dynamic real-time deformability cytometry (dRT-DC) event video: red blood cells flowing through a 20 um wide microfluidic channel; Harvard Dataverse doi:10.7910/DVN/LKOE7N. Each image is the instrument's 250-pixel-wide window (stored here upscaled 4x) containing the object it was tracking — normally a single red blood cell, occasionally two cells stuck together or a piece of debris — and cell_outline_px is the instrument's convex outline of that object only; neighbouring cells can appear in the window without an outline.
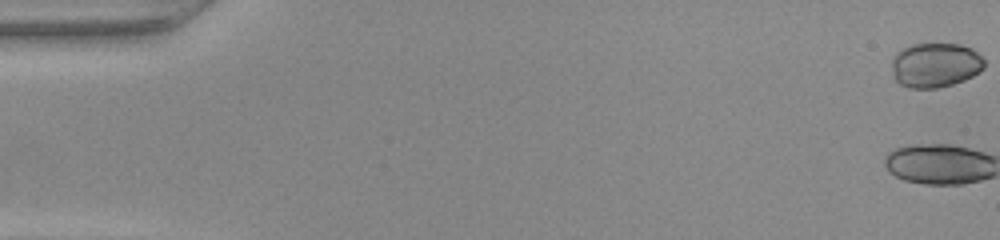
{"species": "common noctule bat (a hibernating species)", "species_latin": "Nyctalus noctula", "temperature_condition": "warm", "stored_images_in_passage": 50, "camera_frame_rate_fps": 3000, "um_per_image_px": 0.085, "animal": {"sex": "female", "body_mass_g": 22.0, "forearm_length_mm": 56.7}, "frame": {"image": 1, "passage_image": 1, "time_ms": 0.0, "image_size_px": [1000, 240], "cell_outline_px": [[984, 68], [972, 76], [964, 80], [952, 84], [936, 88], [908, 88], [900, 84], [896, 80], [892, 72], [892, 60], [896, 52], [912, 44], [960, 44], [972, 48], [984, 60]], "centroid_in_image_um": [79.49, 5.53], "position_along_channel_um": 5.5, "area_um2": 24.04}}